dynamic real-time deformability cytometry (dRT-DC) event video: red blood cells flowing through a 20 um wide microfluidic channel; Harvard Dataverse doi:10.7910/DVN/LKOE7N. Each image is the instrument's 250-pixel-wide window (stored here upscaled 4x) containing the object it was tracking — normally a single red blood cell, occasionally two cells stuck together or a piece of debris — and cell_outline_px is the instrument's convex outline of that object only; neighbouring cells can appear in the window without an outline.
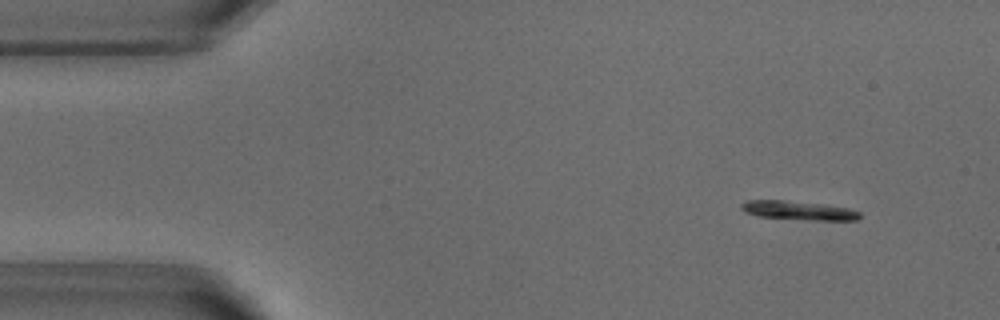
{"species": "common noctule bat (a hibernating species)", "species_latin": "Nyctalus noctula", "temperature_condition": "warm", "stored_images_in_passage": 52, "camera_frame_rate_fps": 3000, "um_per_image_px": 0.085, "animal": {"sex": "male", "body_mass_g": 18.8}, "frame": {"image": 1, "passage_image": 5, "time_ms": 1.333, "image_size_px": [1000, 320], "cell_outline_px": [[860, 216], [856, 220], [812, 220], [756, 216], [744, 212], [740, 208], [740, 204], [748, 200], [784, 200], [820, 204], [848, 208], [860, 212]], "centroid_in_image_um": [67.82, 17.89], "position_along_channel_um": 17.2, "area_um2": 12.95}}
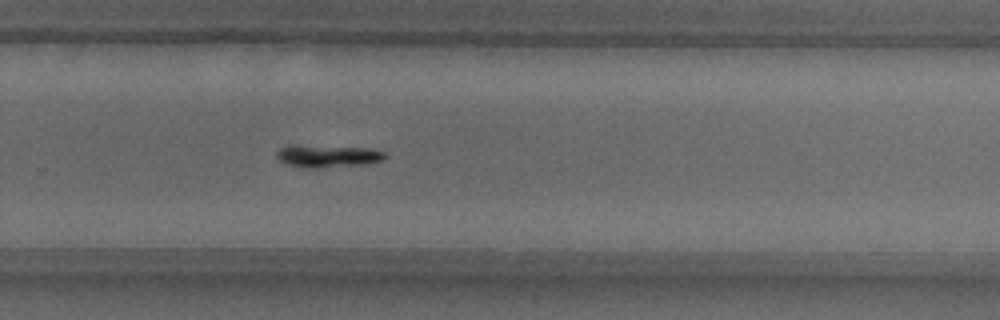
{"frame": {"image": 2, "passage_image": 34, "time_ms": 11.0, "image_size_px": [1000, 320], "cell_outline_px": [[388, 156], [380, 160], [368, 164], [316, 168], [300, 168], [284, 164], [276, 156], [276, 152], [280, 148], [288, 144], [296, 144], [368, 148], [384, 152]], "centroid_in_image_um": [27.77, 13.26], "position_along_channel_um": 302.0, "area_um2": 14.57}}
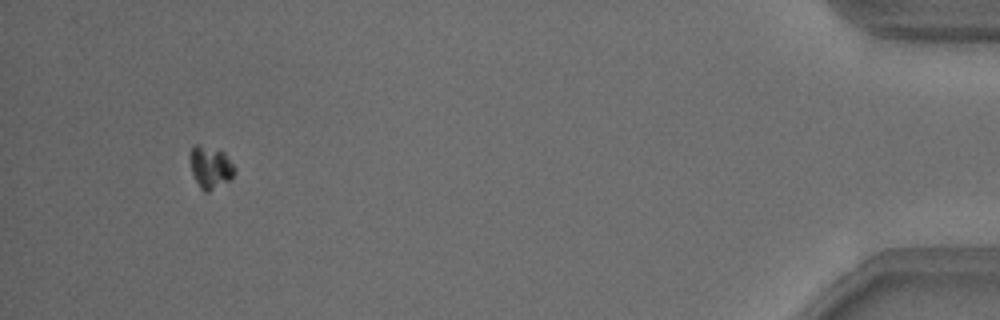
{"frame": {"image": 3, "passage_image": 49, "time_ms": 16.0, "image_size_px": [1000, 320], "cell_outline_px": [[236, 172], [232, 180], [208, 192], [204, 192], [200, 188], [192, 172], [188, 156], [188, 152], [196, 144], [224, 152], [236, 168]], "centroid_in_image_um": [17.9, 14.24], "position_along_channel_um": 417.3, "area_um2": 11.16}}